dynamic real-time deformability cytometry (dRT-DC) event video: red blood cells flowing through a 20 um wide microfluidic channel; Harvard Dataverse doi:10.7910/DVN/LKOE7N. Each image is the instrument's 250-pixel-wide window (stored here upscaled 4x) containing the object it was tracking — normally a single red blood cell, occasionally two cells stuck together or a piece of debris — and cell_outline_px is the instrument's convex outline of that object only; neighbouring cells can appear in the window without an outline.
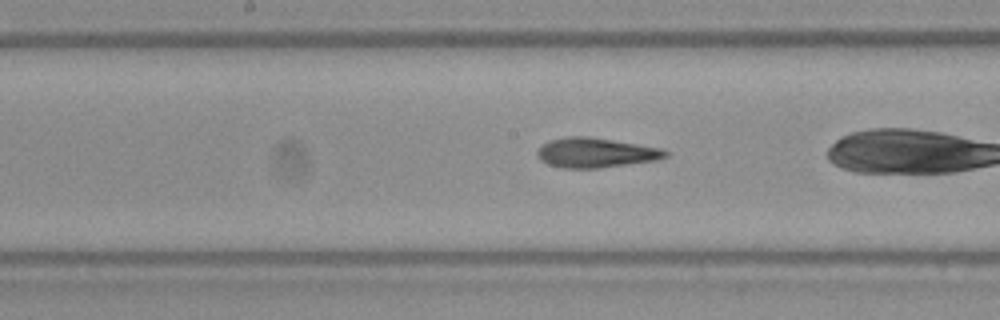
{"species": "Egyptian fruit bat (a non-hibernating species)", "species_latin": "Rousettus aegyptiacus", "temperature_condition": "warm", "stored_images_in_passage": 50, "camera_frame_rate_fps": 3000, "um_per_image_px": 0.085, "frame": {"image": 1, "passage_image": 24, "time_ms": 7.667, "image_size_px": [1000, 320], "cell_outline_px": [[668, 156], [656, 160], [600, 168], [560, 168], [548, 164], [540, 160], [536, 156], [536, 152], [548, 140], [564, 136], [588, 136], [660, 148], [668, 152]], "centroid_in_image_um": [50.58, 12.98], "position_along_channel_um": 197.6, "area_um2": 22.2}}
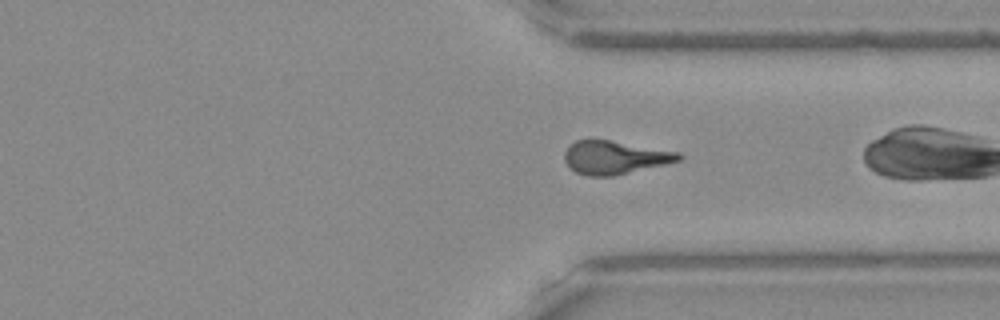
{"frame": {"image": 2, "passage_image": 37, "time_ms": 12.0, "image_size_px": [1000, 320], "cell_outline_px": [[684, 156], [680, 160], [664, 164], [612, 176], [588, 176], [576, 172], [564, 160], [564, 152], [568, 144], [576, 140], [588, 136], [680, 152]], "centroid_in_image_um": [52.2, 13.33], "position_along_channel_um": 359.2, "area_um2": 22.54}, "authors_computed_cell_mechanics": {"area_um2": 22.5131, "velocity_mm_per_s": 3.7347, "shape_relaxation_time_tau1_ms": 5.0599, "shape_relaxation_time_tau2_ms": 2.9775, "deformation_change_tau1": 0.2052, "deformation_change_tau2": 0.1404}}